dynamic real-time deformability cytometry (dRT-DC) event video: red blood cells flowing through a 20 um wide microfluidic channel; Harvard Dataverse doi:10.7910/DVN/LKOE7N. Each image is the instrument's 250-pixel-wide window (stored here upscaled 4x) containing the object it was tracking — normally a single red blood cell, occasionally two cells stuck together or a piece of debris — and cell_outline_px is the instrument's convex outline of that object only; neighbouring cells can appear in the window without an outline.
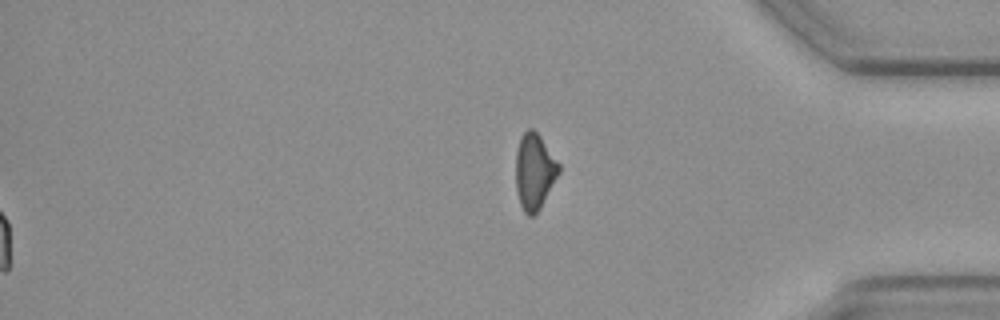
{"species": "common noctule bat (a hibernating species)", "species_latin": "Nyctalus noctula", "temperature_condition": "cold", "stored_images_in_passage": 59, "segment_of_instrument_passage": [2, 2], "camera_frame_rate_fps": 3000, "um_per_image_px": 0.085, "animal": {"sex": "female", "body_mass_g": 19.3, "forearm_length_mm": 54.1}, "frame": {"image": 1, "passage_image": 59, "time_ms": 19.333, "image_size_px": [1000, 320], "cell_outline_px": [[560, 172], [540, 208], [532, 216], [528, 216], [524, 212], [520, 204], [516, 192], [516, 152], [520, 136], [528, 128], [532, 128], [540, 136], [560, 164]], "centroid_in_image_um": [45.42, 14.57], "position_along_channel_um": 389.8, "area_um2": 19.07}}